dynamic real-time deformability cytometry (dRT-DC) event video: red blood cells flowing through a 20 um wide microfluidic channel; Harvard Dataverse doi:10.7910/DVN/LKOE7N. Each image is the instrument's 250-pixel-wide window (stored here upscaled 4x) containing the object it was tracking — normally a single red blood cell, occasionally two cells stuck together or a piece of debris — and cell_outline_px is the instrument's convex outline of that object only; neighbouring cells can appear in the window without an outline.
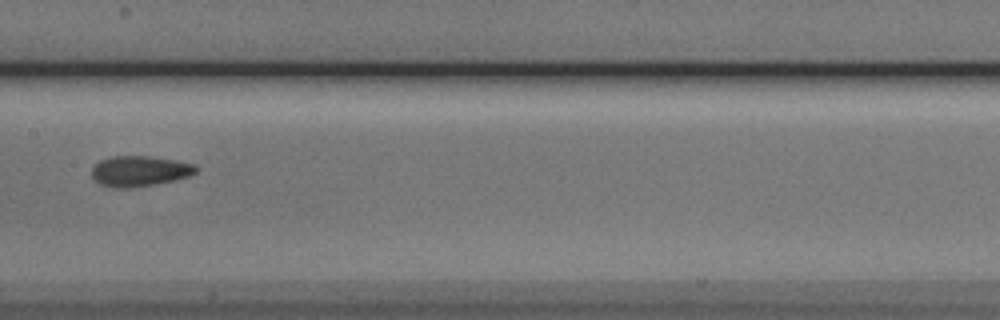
{"species": "Egyptian fruit bat (a non-hibernating species)", "species_latin": "Rousettus aegyptiacus", "temperature_condition": "cold", "stored_images_in_passage": 12, "camera_frame_rate_fps": 3000, "um_per_image_px": 0.085, "animal": {"sex": "male"}, "frame": {"image": 1, "passage_image": 9, "time_ms": 10.333, "image_size_px": [1000, 320], "cell_outline_px": [[196, 172], [188, 176], [176, 180], [156, 184], [132, 188], [112, 188], [100, 184], [92, 176], [92, 168], [100, 160], [112, 156], [148, 156], [176, 160], [196, 164]], "centroid_in_image_um": [11.87, 14.55], "position_along_channel_um": 195.5, "area_um2": 18.61}}
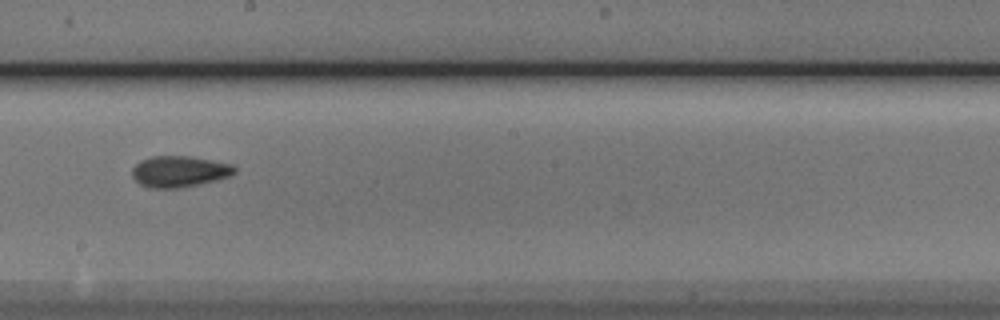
{"frame": {"image": 2, "passage_image": 10, "time_ms": 11.333, "image_size_px": [1000, 320], "cell_outline_px": [[236, 172], [228, 176], [216, 180], [200, 184], [180, 188], [148, 188], [140, 184], [132, 176], [132, 168], [140, 160], [152, 156], [188, 156], [212, 160], [232, 164], [236, 168]], "centroid_in_image_um": [15.23, 14.58], "position_along_channel_um": 233.0, "area_um2": 18.67}}